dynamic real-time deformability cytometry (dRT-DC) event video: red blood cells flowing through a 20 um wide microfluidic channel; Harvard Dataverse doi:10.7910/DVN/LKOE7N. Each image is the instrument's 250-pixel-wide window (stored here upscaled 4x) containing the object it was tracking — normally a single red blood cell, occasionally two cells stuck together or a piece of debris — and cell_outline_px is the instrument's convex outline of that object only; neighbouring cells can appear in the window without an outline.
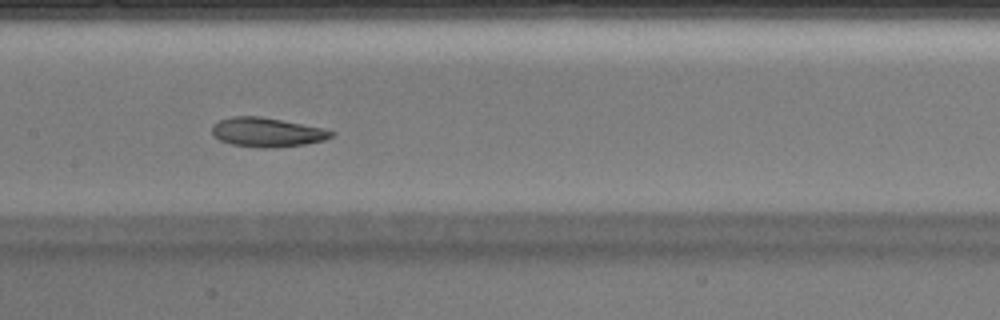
{"species": "Egyptian fruit bat (a non-hibernating species)", "species_latin": "Rousettus aegyptiacus", "temperature_condition": "warm", "stored_images_in_passage": 41, "camera_frame_rate_fps": 3000, "um_per_image_px": 0.085, "animal": {"sex": "male"}, "frame": {"image": 1, "passage_image": 18, "time_ms": 5.667, "image_size_px": [1000, 320], "cell_outline_px": [[336, 132], [332, 136], [324, 140], [304, 144], [276, 148], [260, 148], [232, 144], [220, 140], [212, 136], [212, 124], [220, 120], [232, 116], [260, 116], [324, 128]], "centroid_in_image_um": [22.68, 11.24], "position_along_channel_um": 184.7, "area_um2": 20.4}}